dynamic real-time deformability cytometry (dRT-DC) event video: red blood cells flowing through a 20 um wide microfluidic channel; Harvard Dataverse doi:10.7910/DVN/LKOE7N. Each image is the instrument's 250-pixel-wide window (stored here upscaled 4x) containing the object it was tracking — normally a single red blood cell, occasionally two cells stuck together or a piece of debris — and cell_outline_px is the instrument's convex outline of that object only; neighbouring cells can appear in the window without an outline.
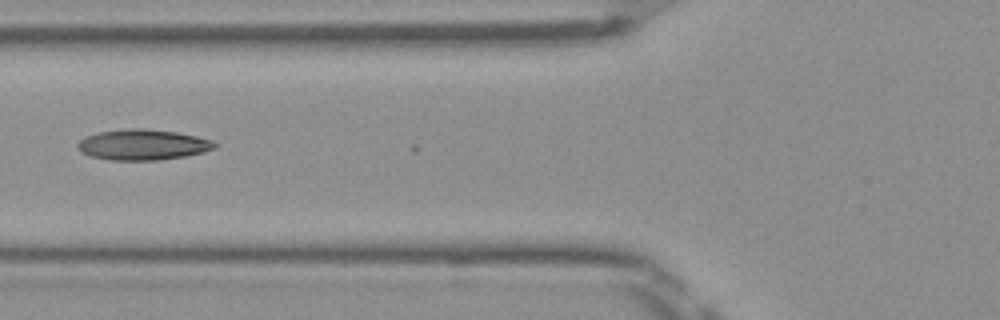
{"species": "Egyptian fruit bat (a non-hibernating species)", "species_latin": "Rousettus aegyptiacus", "temperature_condition": "room temperature", "stored_images_in_passage": 4, "camera_frame_rate_fps": 3000, "um_per_image_px": 0.085, "frame": {"image": 1, "passage_image": 2, "time_ms": 0.333, "image_size_px": [1000, 320], "cell_outline_px": [[216, 148], [204, 152], [184, 156], [156, 160], [108, 160], [88, 156], [80, 152], [76, 148], [76, 144], [84, 136], [100, 132], [128, 128], [140, 128], [176, 132], [196, 136], [212, 140], [216, 144]], "centroid_in_image_um": [12.08, 12.3], "position_along_channel_um": 113.7, "area_um2": 24.57}}